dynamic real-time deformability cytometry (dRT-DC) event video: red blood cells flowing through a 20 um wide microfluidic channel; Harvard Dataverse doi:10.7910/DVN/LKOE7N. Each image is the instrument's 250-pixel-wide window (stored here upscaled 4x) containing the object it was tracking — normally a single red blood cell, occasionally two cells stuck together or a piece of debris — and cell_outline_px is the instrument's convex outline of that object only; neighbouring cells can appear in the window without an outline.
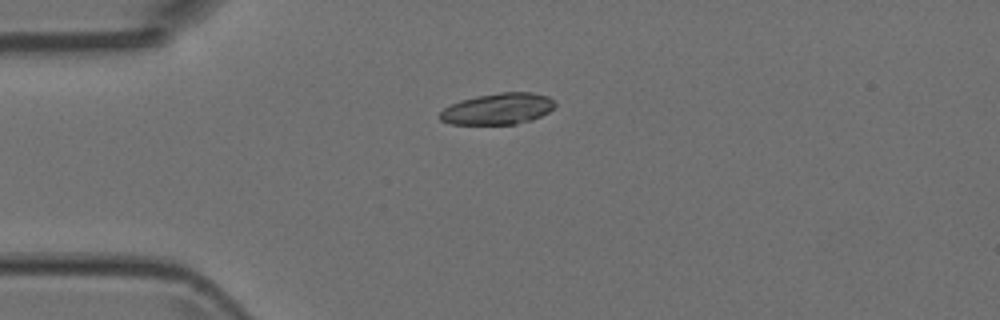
{"species": "Egyptian fruit bat (a non-hibernating species)", "species_latin": "Rousettus aegyptiacus", "temperature_condition": "room temperature", "stored_images_in_passage": 1, "camera_frame_rate_fps": 3000, "um_per_image_px": 0.085, "animal": {"sex": "female"}, "frame": {"image": 1, "passage_image": 1, "time_ms": 0.0, "image_size_px": [1000, 320], "cell_outline_px": [[556, 104], [548, 112], [532, 120], [516, 124], [452, 124], [440, 120], [440, 112], [444, 108], [460, 100], [476, 96], [500, 92], [532, 92], [548, 96]], "centroid_in_image_um": [42.32, 9.25], "position_along_channel_um": 42.7, "area_um2": 20.92}}